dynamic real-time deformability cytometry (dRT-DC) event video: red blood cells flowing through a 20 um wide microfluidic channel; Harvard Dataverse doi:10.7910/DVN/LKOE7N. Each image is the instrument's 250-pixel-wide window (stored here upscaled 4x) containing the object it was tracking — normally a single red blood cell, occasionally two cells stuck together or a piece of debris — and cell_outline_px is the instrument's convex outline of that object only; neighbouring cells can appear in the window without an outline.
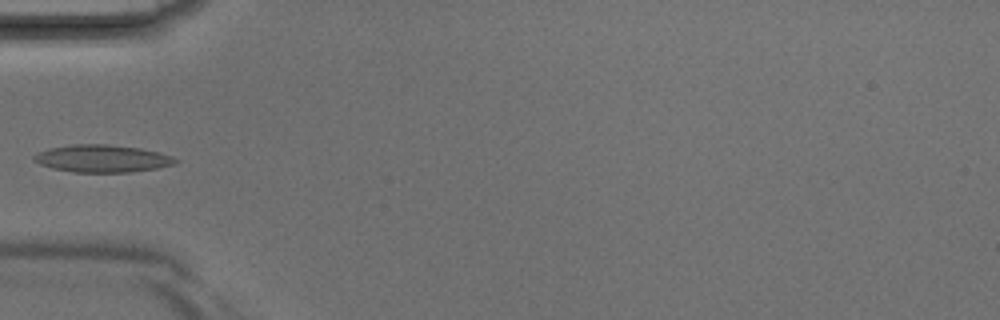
{"species": "Egyptian fruit bat (a non-hibernating species)", "species_latin": "Rousettus aegyptiacus", "temperature_condition": "room temperature", "stored_images_in_passage": 4, "camera_frame_rate_fps": 3000, "um_per_image_px": 0.085, "animal": {"sex": "male"}, "frame": {"image": 1, "passage_image": 4, "time_ms": 1.0, "image_size_px": [1000, 320], "cell_outline_px": [[180, 160], [172, 164], [156, 168], [128, 172], [72, 172], [52, 168], [40, 164], [32, 160], [32, 156], [36, 152], [48, 148], [72, 144], [108, 144], [140, 148], [160, 152], [172, 156]], "centroid_in_image_um": [8.64, 13.46], "position_along_channel_um": 76.4, "area_um2": 22.72}}